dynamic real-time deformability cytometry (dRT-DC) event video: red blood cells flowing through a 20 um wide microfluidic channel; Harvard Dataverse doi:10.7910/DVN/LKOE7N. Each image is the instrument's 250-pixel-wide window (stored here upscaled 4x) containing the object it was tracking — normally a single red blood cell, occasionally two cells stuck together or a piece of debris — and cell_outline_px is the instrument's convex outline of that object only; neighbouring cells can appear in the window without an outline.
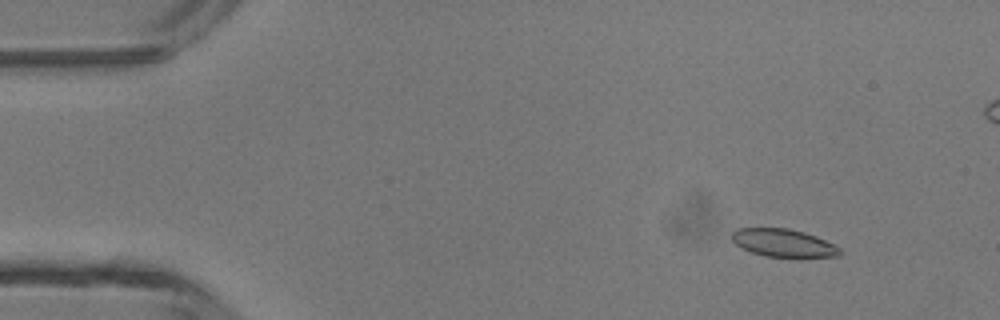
{"species": "common noctule bat (a hibernating species)", "species_latin": "Nyctalus noctula", "temperature_condition": "room temperature", "stored_images_in_passage": 48, "camera_frame_rate_fps": 3000, "um_per_image_px": 0.085, "animal": {"sex": "male", "body_mass_g": 13.3}, "frame": {"image": 1, "passage_image": 5, "time_ms": 1.333, "image_size_px": [1000, 320], "cell_outline_px": [[840, 256], [764, 256], [752, 252], [736, 244], [732, 240], [732, 232], [736, 228], [788, 228], [804, 232], [816, 236], [836, 244], [840, 248]], "centroid_in_image_um": [66.59, 20.63], "position_along_channel_um": 18.4, "area_um2": 17.28}}
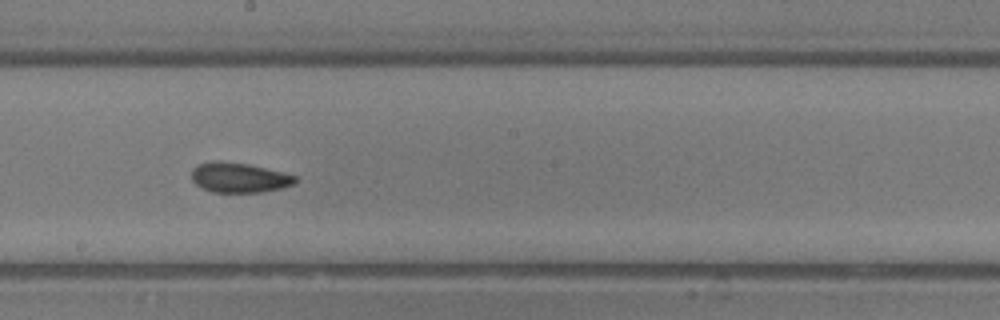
{"frame": {"image": 2, "passage_image": 26, "time_ms": 8.333, "image_size_px": [1000, 320], "cell_outline_px": [[300, 180], [292, 184], [280, 188], [264, 192], [212, 192], [196, 184], [192, 180], [192, 168], [196, 164], [212, 160], [216, 160], [248, 164], [284, 172], [296, 176]], "centroid_in_image_um": [20.32, 15.08], "position_along_channel_um": 227.9, "area_um2": 18.21}}
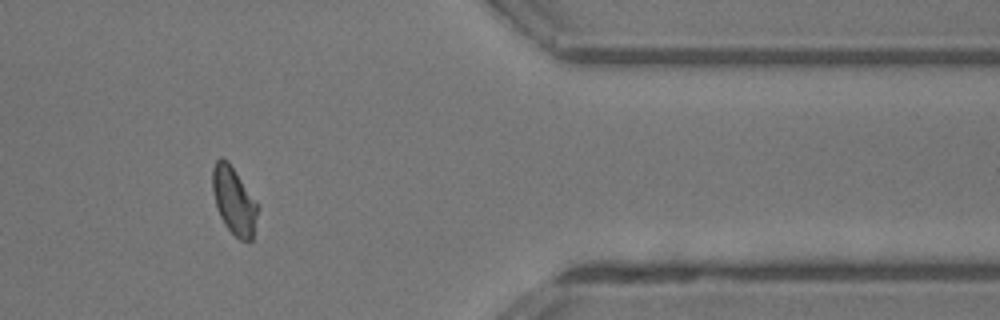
{"frame": {"image": 3, "passage_image": 39, "time_ms": 12.667, "image_size_px": [1000, 320], "cell_outline_px": [[256, 216], [252, 240], [248, 244], [240, 240], [224, 224], [216, 208], [212, 188], [212, 168], [216, 160], [220, 156], [228, 160], [256, 200]], "centroid_in_image_um": [19.86, 17.04], "position_along_channel_um": 391.5, "area_um2": 17.74}, "authors_computed_cell_mechanics": {"area_um2": 17.918, "velocity_mm_per_s": 4.3633, "shape_relaxation_time_tau1_ms": 2.2045, "shape_relaxation_time_tau2_ms": 1.6874, "deformation_change_tau1": 0.0935, "deformation_change_tau2": 0.0744}}